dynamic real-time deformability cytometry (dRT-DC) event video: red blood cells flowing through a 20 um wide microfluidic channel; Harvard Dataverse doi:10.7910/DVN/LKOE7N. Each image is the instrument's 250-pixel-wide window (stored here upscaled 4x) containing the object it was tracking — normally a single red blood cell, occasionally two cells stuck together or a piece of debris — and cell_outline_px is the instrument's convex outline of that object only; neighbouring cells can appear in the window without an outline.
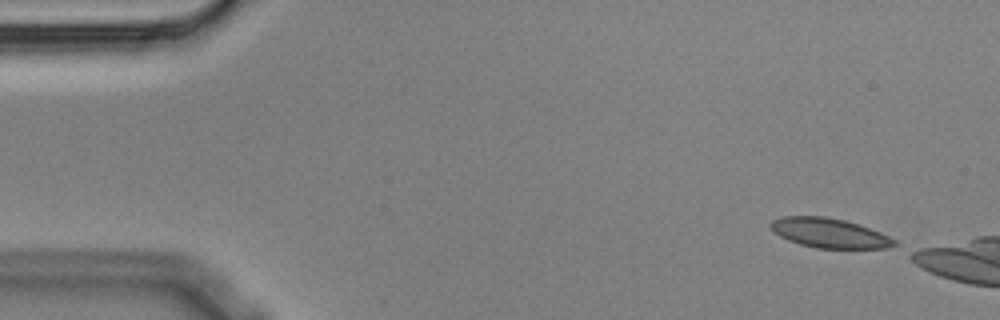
{"species": "Egyptian fruit bat (a non-hibernating species)", "species_latin": "Rousettus aegyptiacus", "temperature_condition": "cold", "stored_images_in_passage": 3, "camera_frame_rate_fps": 3000, "um_per_image_px": 0.085, "animal": {"sex": "male"}, "frame": {"image": 1, "passage_image": 1, "time_ms": 0.0, "image_size_px": [1000, 320], "cell_outline_px": [[896, 244], [884, 248], [816, 248], [800, 244], [788, 240], [772, 232], [768, 224], [772, 220], [784, 216], [824, 216], [844, 220], [880, 232], [896, 240]], "centroid_in_image_um": [70.42, 19.8], "position_along_channel_um": 14.6, "area_um2": 21.15}}